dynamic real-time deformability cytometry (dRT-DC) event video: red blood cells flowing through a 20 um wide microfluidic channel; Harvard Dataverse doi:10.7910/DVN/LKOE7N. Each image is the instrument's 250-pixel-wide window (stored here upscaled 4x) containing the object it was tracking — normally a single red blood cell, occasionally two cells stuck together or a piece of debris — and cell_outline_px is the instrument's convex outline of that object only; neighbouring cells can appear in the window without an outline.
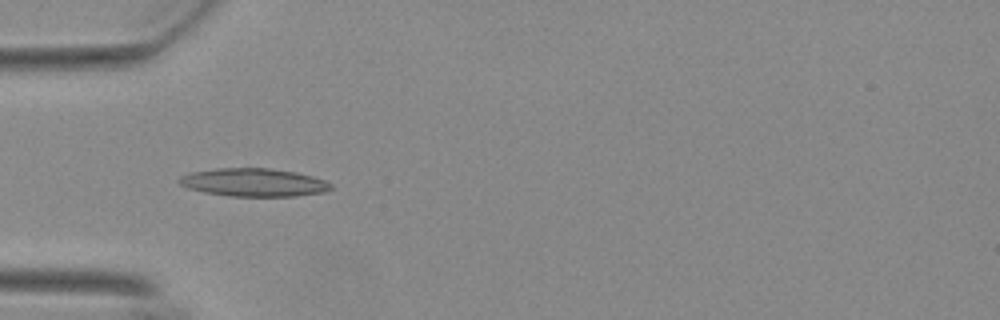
{"species": "Egyptian fruit bat (a non-hibernating species)", "species_latin": "Rousettus aegyptiacus", "temperature_condition": "warm", "stored_images_in_passage": 55, "camera_frame_rate_fps": 3000, "um_per_image_px": 0.085, "animal": {"sex": "female"}, "frame": {"image": 1, "passage_image": 18, "time_ms": 5.667, "image_size_px": [1000, 320], "cell_outline_px": [[332, 188], [324, 192], [296, 196], [232, 196], [204, 192], [188, 188], [180, 184], [176, 180], [180, 176], [192, 172], [216, 168], [268, 168], [296, 172], [312, 176], [324, 180], [332, 184]], "centroid_in_image_um": [21.56, 15.5], "position_along_channel_um": 63.4, "area_um2": 24.8}}
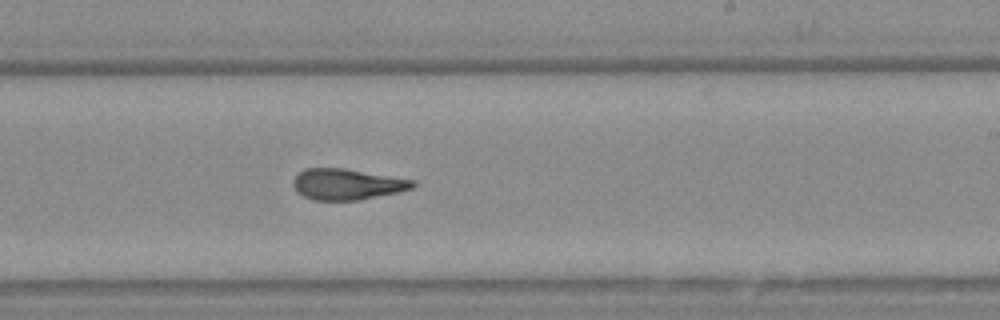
{"frame": {"image": 2, "passage_image": 34, "time_ms": 11.0, "image_size_px": [1000, 320], "cell_outline_px": [[416, 184], [412, 188], [400, 192], [356, 200], [312, 200], [296, 192], [292, 184], [292, 180], [304, 168], [344, 168], [416, 180]], "centroid_in_image_um": [29.49, 15.66], "position_along_channel_um": 259.5, "area_um2": 21.68}}
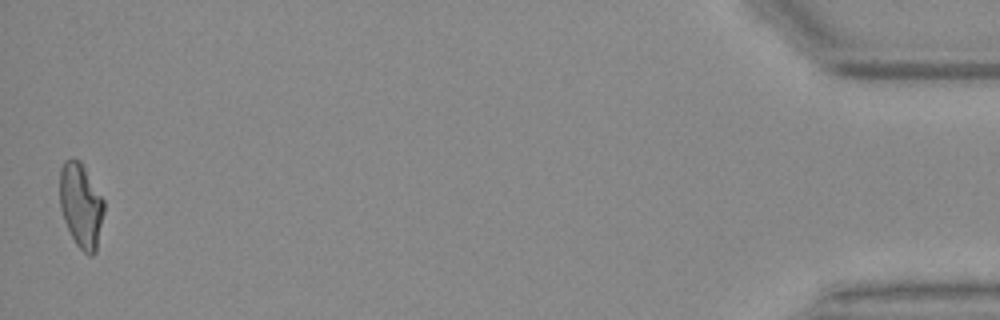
{"frame": {"image": 3, "passage_image": 55, "time_ms": 18.0, "image_size_px": [1000, 320], "cell_outline_px": [[104, 212], [96, 252], [92, 256], [88, 256], [76, 244], [64, 220], [60, 208], [60, 168], [64, 160], [80, 160], [104, 200]], "centroid_in_image_um": [6.89, 17.48], "position_along_channel_um": 428.3, "area_um2": 21.68}, "authors_computed_cell_mechanics": {"area_um2": 22.0218, "velocity_mm_per_s": 3.7202, "shape_relaxation_time_tau1_ms": null, "shape_relaxation_time_tau2_ms": 2.7665, "deformation_change_tau1": null, "deformation_change_tau2": 0.1185}}